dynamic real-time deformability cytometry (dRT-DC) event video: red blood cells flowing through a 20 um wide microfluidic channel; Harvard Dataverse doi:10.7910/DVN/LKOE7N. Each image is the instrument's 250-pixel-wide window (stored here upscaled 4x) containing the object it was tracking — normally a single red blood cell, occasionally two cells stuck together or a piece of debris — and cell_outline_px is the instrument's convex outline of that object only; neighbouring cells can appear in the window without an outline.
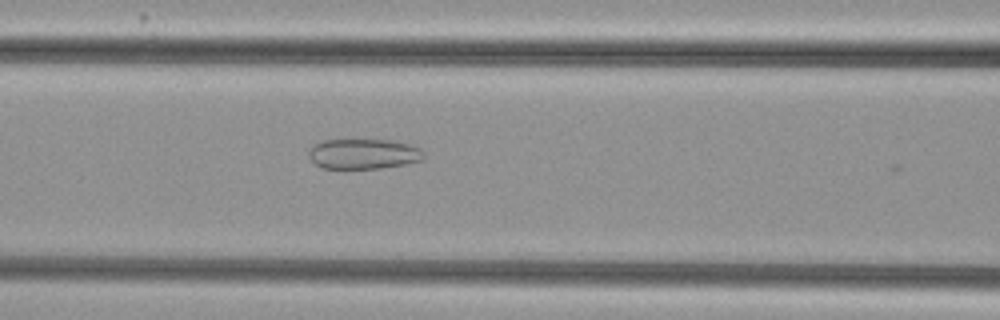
{"species": "common noctule bat (a hibernating species)", "species_latin": "Nyctalus noctula", "temperature_condition": "cold", "stored_images_in_passage": 34, "camera_frame_rate_fps": 3000, "um_per_image_px": 0.085, "animal": {"sex": "female", "body_mass_g": 29.2, "forearm_length_mm": 56.3}, "frame": {"image": 1, "passage_image": 4, "time_ms": 1.0, "image_size_px": [1000, 320], "cell_outline_px": [[424, 160], [404, 164], [380, 168], [320, 168], [308, 156], [308, 152], [312, 144], [324, 140], [396, 140], [420, 148], [424, 152]], "centroid_in_image_um": [30.9, 13.07], "position_along_channel_um": 135.7, "area_um2": 20.35}}
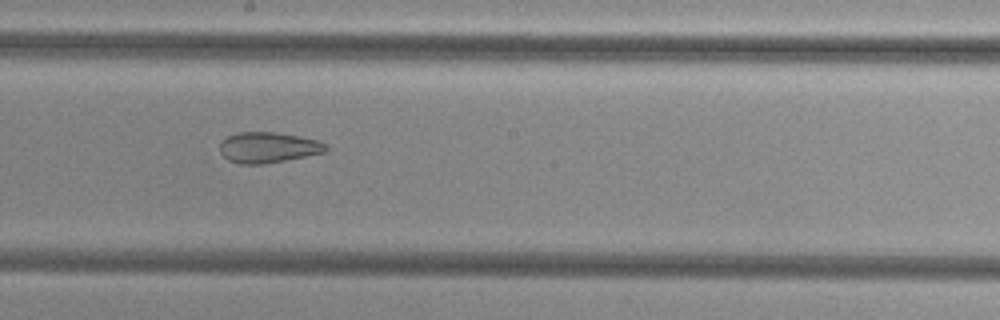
{"frame": {"image": 2, "passage_image": 11, "time_ms": 3.333, "image_size_px": [1000, 320], "cell_outline_px": [[328, 148], [324, 152], [264, 164], [240, 164], [228, 160], [220, 152], [220, 144], [228, 136], [240, 132], [276, 132], [320, 140], [328, 144]], "centroid_in_image_um": [22.81, 12.53], "position_along_channel_um": 225.4, "area_um2": 18.84}}
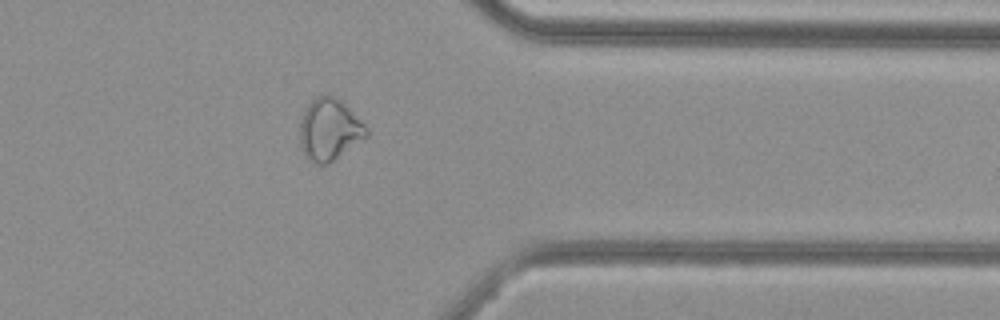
{"frame": {"image": 3, "passage_image": 24, "time_ms": 7.667, "image_size_px": [1000, 320], "cell_outline_px": [[368, 136], [328, 164], [316, 164], [308, 160], [304, 156], [300, 144], [300, 124], [304, 112], [308, 104], [316, 96], [328, 92], [340, 100], [368, 128]], "centroid_in_image_um": [27.98, 11.01], "position_along_channel_um": 383.4, "area_um2": 23.99}, "authors_computed_cell_mechanics": {"area_um2": 20.6635, "velocity_mm_per_s": 3.8447, "shape_relaxation_time_tau1_ms": null, "shape_relaxation_time_tau2_ms": 1.2695, "deformation_change_tau1": null, "deformation_change_tau2": 0.0728}}